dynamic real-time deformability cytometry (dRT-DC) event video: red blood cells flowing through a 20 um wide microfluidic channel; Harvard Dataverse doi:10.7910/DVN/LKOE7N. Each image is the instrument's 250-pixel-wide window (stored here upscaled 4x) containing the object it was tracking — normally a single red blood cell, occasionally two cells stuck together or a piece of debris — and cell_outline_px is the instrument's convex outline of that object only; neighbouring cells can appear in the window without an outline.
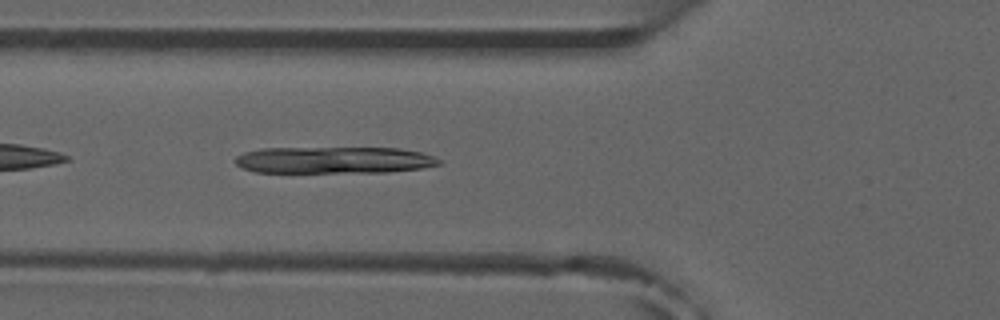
{"species": "common noctule bat (a hibernating species)", "species_latin": "Nyctalus noctula", "temperature_condition": "room temperature", "stored_images_in_passage": 4, "camera_frame_rate_fps": 3000, "um_per_image_px": 0.085, "animal": {"sex": "male", "forearm_length_mm": 52.5}, "frame": {"image": 1, "passage_image": 4, "time_ms": 4.333, "image_size_px": [1000, 320], "cell_outline_px": [[440, 164], [420, 168], [388, 172], [256, 172], [244, 168], [236, 164], [232, 160], [236, 156], [244, 152], [260, 148], [400, 148], [420, 152], [432, 156], [440, 160]], "centroid_in_image_um": [28.34, 13.6], "position_along_channel_um": 97.5, "area_um2": 31.67}}